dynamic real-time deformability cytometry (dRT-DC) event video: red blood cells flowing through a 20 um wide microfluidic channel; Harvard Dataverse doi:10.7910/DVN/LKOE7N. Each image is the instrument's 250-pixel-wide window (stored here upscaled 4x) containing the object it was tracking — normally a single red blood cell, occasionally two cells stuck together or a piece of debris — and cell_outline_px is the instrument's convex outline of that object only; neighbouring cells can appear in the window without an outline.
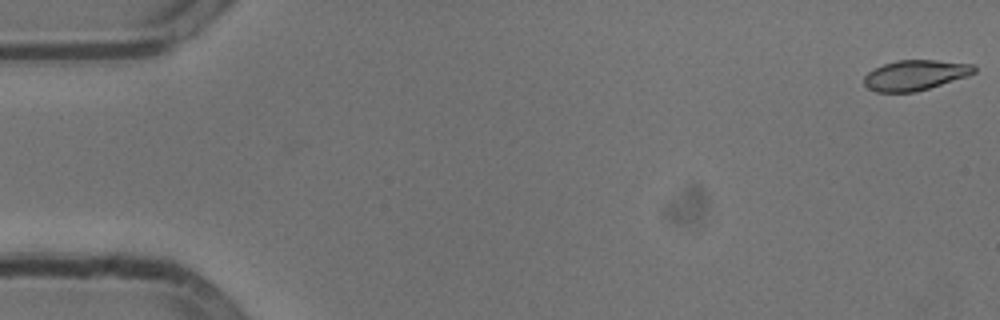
{"species": "common noctule bat (a hibernating species)", "species_latin": "Nyctalus noctula", "temperature_condition": "cold", "stored_images_in_passage": 47, "camera_frame_rate_fps": 3000, "um_per_image_px": 0.085, "animal": {"sex": "male", "body_mass_g": 13.3}, "frame": {"image": 1, "passage_image": 1, "time_ms": 0.0, "image_size_px": [1000, 320], "cell_outline_px": [[976, 72], [968, 76], [916, 92], [876, 92], [868, 88], [864, 84], [864, 76], [868, 72], [884, 64], [896, 60], [936, 60], [972, 64], [976, 68]], "centroid_in_image_um": [77.8, 6.39], "position_along_channel_um": 7.2, "area_um2": 19.36}}
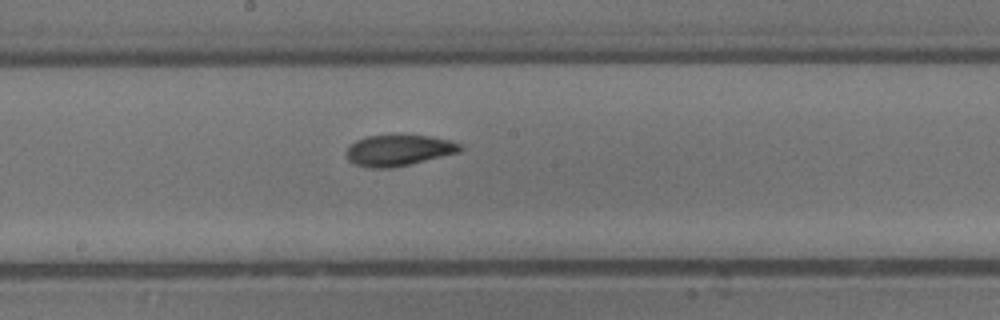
{"frame": {"image": 2, "passage_image": 29, "time_ms": 9.333, "image_size_px": [1000, 320], "cell_outline_px": [[464, 148], [460, 152], [392, 168], [372, 168], [356, 164], [348, 160], [344, 152], [356, 140], [368, 136], [428, 136], [452, 140], [460, 144]], "centroid_in_image_um": [33.9, 12.78], "position_along_channel_um": 214.3, "area_um2": 20.35}}
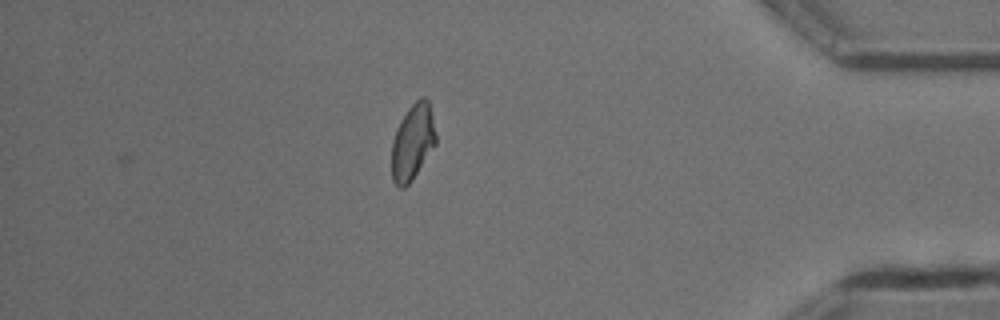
{"frame": {"image": 3, "passage_image": 47, "time_ms": 15.333, "image_size_px": [1000, 320], "cell_outline_px": [[436, 144], [412, 180], [404, 188], [400, 188], [392, 180], [392, 140], [400, 120], [408, 108], [420, 96], [424, 96], [428, 100], [432, 116], [436, 136]], "centroid_in_image_um": [35.07, 12.07], "position_along_channel_um": 400.1, "area_um2": 19.48}, "authors_computed_cell_mechanics": {"area_um2": 20.4034, "velocity_mm_per_s": 3.7843, "shape_relaxation_time_tau1_ms": 5.2107, "shape_relaxation_time_tau2_ms": 4.8343, "deformation_change_tau1": 0.1488, "deformation_change_tau2": 0.0632}}